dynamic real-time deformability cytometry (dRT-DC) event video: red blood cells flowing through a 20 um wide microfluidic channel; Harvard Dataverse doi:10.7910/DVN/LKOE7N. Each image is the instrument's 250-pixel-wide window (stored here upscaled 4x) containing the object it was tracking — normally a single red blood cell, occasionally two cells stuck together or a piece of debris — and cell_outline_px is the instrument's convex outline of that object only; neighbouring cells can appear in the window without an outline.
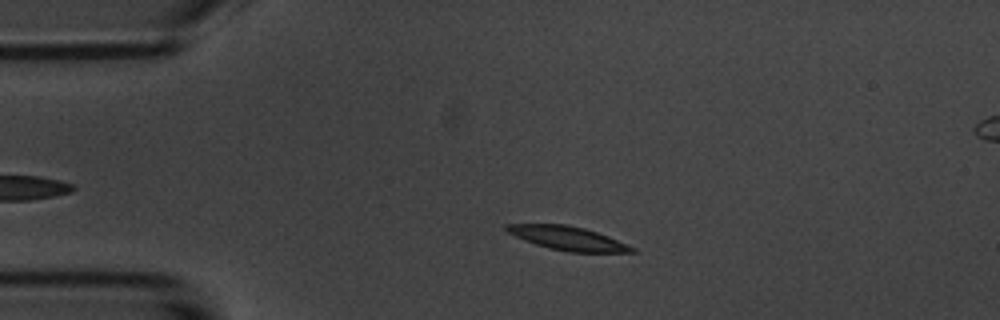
{"species": "common noctule bat (a hibernating species)", "species_latin": "Nyctalus noctula", "temperature_condition": "room temperature", "stored_images_in_passage": 3, "segment_of_instrument_passage": [1, 2], "camera_frame_rate_fps": 3000, "um_per_image_px": 0.085, "animal": {"sex": "male", "body_mass_g": 20.1, "forearm_length_mm": 53.5}, "frame": {"image": 1, "passage_image": 1, "time_ms": 0.0, "image_size_px": [1000, 320], "cell_outline_px": [[640, 252], [568, 252], [548, 248], [524, 240], [508, 232], [504, 228], [504, 224], [564, 224], [584, 228], [608, 236], [636, 248]], "centroid_in_image_um": [48.27, 20.25], "position_along_channel_um": 36.7, "area_um2": 17.28}}